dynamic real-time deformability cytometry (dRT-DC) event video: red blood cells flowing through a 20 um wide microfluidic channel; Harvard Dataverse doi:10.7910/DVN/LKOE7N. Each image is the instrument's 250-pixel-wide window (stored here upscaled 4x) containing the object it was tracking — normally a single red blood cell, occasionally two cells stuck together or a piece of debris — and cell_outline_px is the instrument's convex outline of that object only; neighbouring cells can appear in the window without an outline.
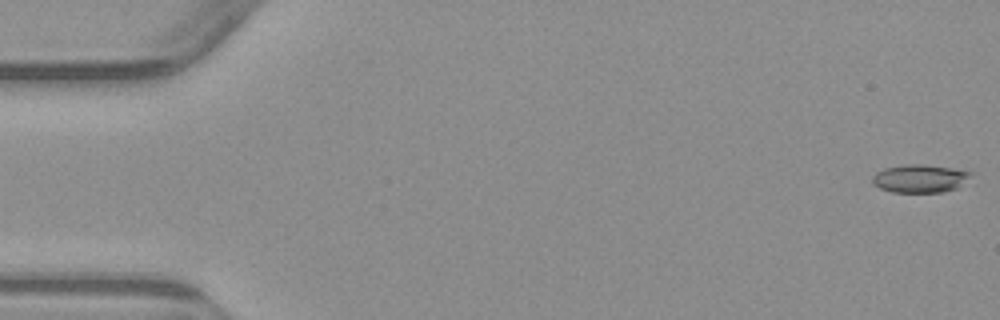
{"species": "common noctule bat (a hibernating species)", "species_latin": "Nyctalus noctula", "temperature_condition": "warm", "stored_images_in_passage": 5, "camera_frame_rate_fps": 3000, "um_per_image_px": 0.085, "animal": {"sex": "male", "body_mass_g": 23.1, "forearm_length_mm": 52.7}, "frame": {"image": 1, "passage_image": 1, "time_ms": 0.0, "image_size_px": [1000, 320], "cell_outline_px": [[972, 172], [956, 188], [944, 192], [892, 192], [880, 188], [872, 184], [872, 176], [876, 172], [884, 168], [904, 164], [924, 164], [952, 168]], "centroid_in_image_um": [78.11, 15.16], "position_along_channel_um": 6.9, "area_um2": 15.95}}
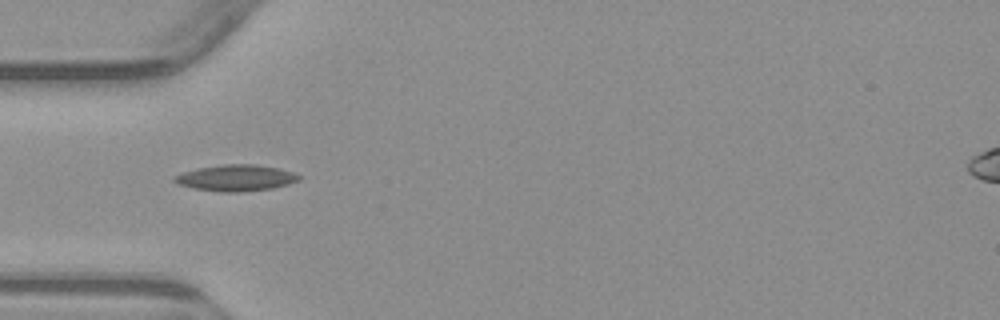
{"frame": {"image": 2, "passage_image": 5, "time_ms": 5.333, "image_size_px": [1000, 320], "cell_outline_px": [[300, 180], [288, 184], [272, 188], [244, 192], [220, 192], [192, 188], [176, 184], [172, 180], [172, 176], [196, 168], [224, 164], [256, 164], [280, 168], [292, 172], [300, 176]], "centroid_in_image_um": [20.01, 15.12], "position_along_channel_um": 65.0, "area_um2": 19.31}}